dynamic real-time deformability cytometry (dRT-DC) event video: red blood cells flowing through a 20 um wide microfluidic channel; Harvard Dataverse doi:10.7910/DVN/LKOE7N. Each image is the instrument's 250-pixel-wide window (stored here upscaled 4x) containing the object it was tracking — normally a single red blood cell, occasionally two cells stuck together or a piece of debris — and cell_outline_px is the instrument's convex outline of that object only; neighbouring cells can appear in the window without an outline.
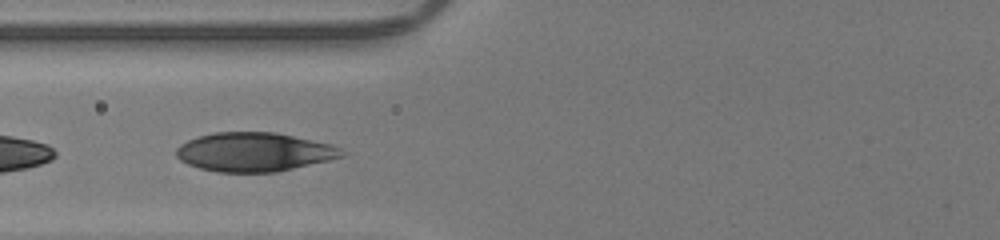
{"species": "human", "species_latin": "Homo sapiens", "temperature_condition": "room temperature", "stored_images_in_passage": 26, "camera_frame_rate_fps": 3000, "um_per_image_px": 0.085, "donor": {"sex": "male"}, "frame": {"image": 1, "passage_image": 18, "time_ms": 5.667, "image_size_px": [1000, 240], "cell_outline_px": [[344, 156], [328, 160], [276, 172], [216, 172], [200, 168], [188, 164], [180, 160], [176, 156], [176, 148], [180, 144], [188, 140], [200, 136], [216, 132], [276, 132], [332, 144], [340, 148]], "centroid_in_image_um": [21.58, 12.92], "position_along_channel_um": 104.2, "area_um2": 37.4}}
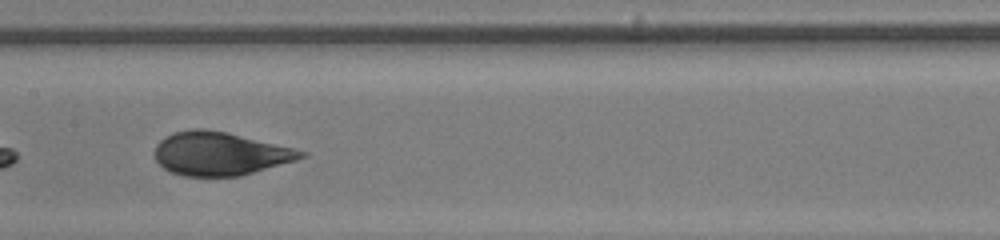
{"frame": {"image": 2, "passage_image": 24, "time_ms": 7.667, "image_size_px": [1000, 240], "cell_outline_px": [[308, 156], [296, 160], [240, 176], [184, 176], [172, 172], [164, 168], [156, 160], [156, 144], [160, 140], [172, 132], [192, 128], [204, 128], [224, 132], [292, 148], [308, 152]], "centroid_in_image_um": [18.68, 13.06], "position_along_channel_um": 188.7, "area_um2": 36.59}}